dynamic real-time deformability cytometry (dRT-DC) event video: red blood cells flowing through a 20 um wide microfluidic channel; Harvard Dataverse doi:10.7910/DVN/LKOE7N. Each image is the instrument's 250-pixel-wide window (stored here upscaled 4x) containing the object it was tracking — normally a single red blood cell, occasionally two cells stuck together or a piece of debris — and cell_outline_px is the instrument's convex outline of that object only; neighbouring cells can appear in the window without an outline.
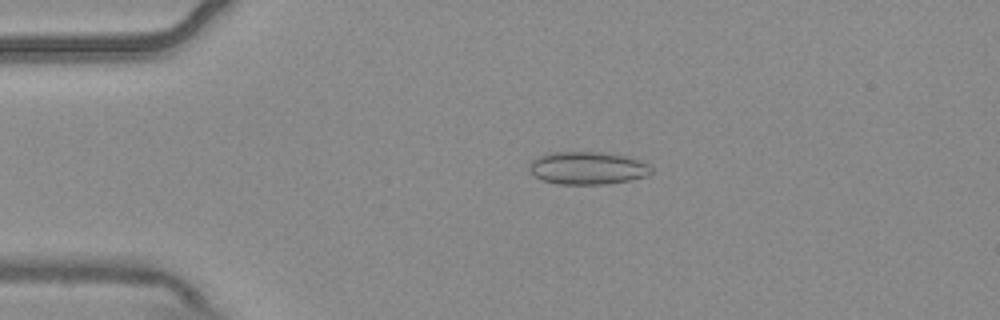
{"species": "common noctule bat (a hibernating species)", "species_latin": "Nyctalus noctula", "temperature_condition": "warm", "stored_images_in_passage": 5, "camera_frame_rate_fps": 3000, "um_per_image_px": 0.085, "animal": {"sex": "male", "body_mass_g": 20.4}, "frame": {"image": 1, "passage_image": 4, "time_ms": 1.0, "image_size_px": [1000, 320], "cell_outline_px": [[652, 172], [648, 176], [628, 180], [604, 184], [556, 184], [540, 180], [528, 168], [528, 164], [532, 160], [540, 156], [552, 152], [600, 152], [628, 156], [640, 160], [648, 164], [652, 168]], "centroid_in_image_um": [49.94, 14.28], "position_along_channel_um": 35.1, "area_um2": 23.35}}